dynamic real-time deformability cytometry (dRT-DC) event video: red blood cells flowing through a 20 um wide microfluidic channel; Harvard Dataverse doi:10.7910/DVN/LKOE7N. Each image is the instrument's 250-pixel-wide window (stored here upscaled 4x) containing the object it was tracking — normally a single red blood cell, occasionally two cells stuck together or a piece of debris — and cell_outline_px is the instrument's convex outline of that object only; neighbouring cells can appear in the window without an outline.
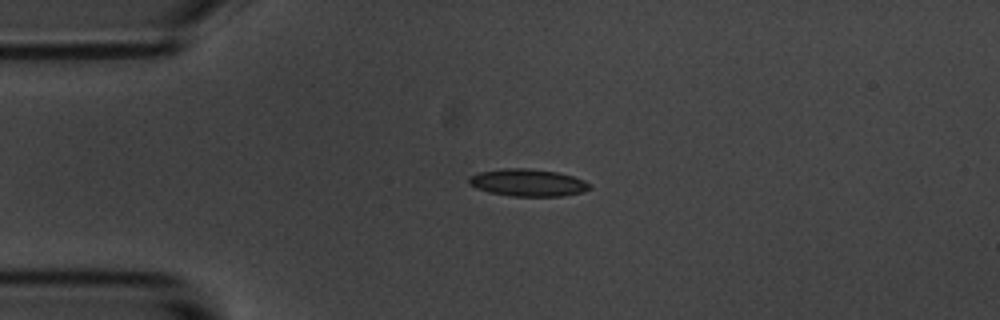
{"species": "common noctule bat (a hibernating species)", "species_latin": "Nyctalus noctula", "temperature_condition": "room temperature", "stored_images_in_passage": 4, "camera_frame_rate_fps": 3000, "um_per_image_px": 0.085, "animal": {"sex": "male", "body_mass_g": 20.1, "forearm_length_mm": 53.5}, "frame": {"image": 1, "passage_image": 3, "time_ms": 2.333, "image_size_px": [1000, 320], "cell_outline_px": [[592, 188], [584, 192], [564, 196], [512, 196], [488, 192], [476, 188], [468, 184], [468, 176], [480, 172], [504, 168], [528, 168], [556, 172], [572, 176], [584, 180], [592, 184]], "centroid_in_image_um": [44.88, 15.53], "position_along_channel_um": 40.1, "area_um2": 19.36}}